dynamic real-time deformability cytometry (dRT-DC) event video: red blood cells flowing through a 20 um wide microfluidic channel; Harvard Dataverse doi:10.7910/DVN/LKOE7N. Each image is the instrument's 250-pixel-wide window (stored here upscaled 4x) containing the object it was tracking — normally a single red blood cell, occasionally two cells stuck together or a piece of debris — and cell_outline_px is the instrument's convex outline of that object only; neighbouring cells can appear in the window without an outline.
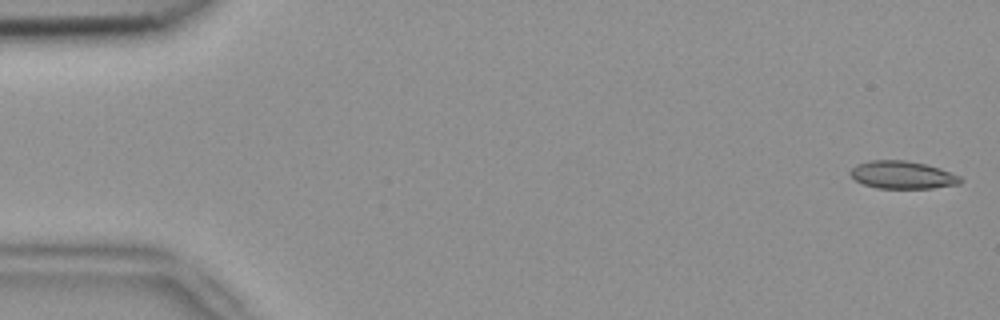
{"species": "common noctule bat (a hibernating species)", "species_latin": "Nyctalus noctula", "temperature_condition": "room temperature", "stored_images_in_passage": 6, "camera_frame_rate_fps": 3000, "um_per_image_px": 0.085, "animal": {"sex": "female", "body_mass_g": 18.4}, "frame": {"image": 1, "passage_image": 1, "time_ms": 0.0, "image_size_px": [1000, 320], "cell_outline_px": [[964, 180], [960, 184], [932, 188], [876, 188], [864, 184], [856, 180], [848, 172], [856, 164], [868, 160], [904, 160], [924, 164], [940, 168], [960, 176]], "centroid_in_image_um": [76.71, 14.86], "position_along_channel_um": 8.3, "area_um2": 17.8}}
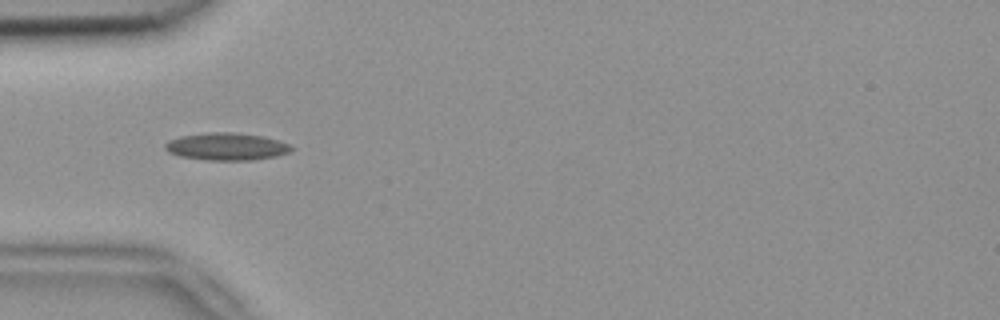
{"frame": {"image": 2, "passage_image": 5, "time_ms": 1.333, "image_size_px": [1000, 320], "cell_outline_px": [[292, 152], [276, 156], [252, 160], [204, 160], [180, 156], [168, 152], [164, 148], [164, 144], [168, 140], [180, 136], [208, 132], [232, 132], [264, 136], [288, 144], [292, 148]], "centroid_in_image_um": [19.22, 12.46], "position_along_channel_um": 65.8, "area_um2": 20.23}}